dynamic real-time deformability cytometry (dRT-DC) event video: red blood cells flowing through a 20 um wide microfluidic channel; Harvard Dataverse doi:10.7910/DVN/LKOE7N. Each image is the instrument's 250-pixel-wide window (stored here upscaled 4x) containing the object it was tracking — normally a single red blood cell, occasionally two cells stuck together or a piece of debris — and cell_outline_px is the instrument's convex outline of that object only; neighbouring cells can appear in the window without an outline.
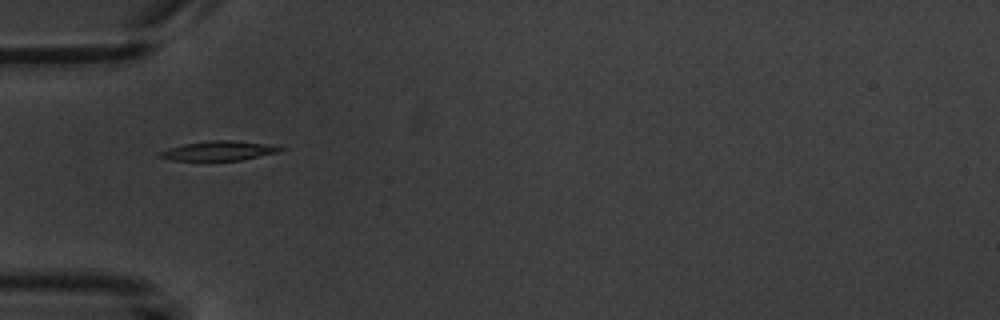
{"species": "common noctule bat (a hibernating species)", "species_latin": "Nyctalus noctula", "temperature_condition": "warm", "stored_images_in_passage": 4, "camera_frame_rate_fps": 3000, "um_per_image_px": 0.085, "animal": {"sex": "male", "body_mass_g": 20.1, "forearm_length_mm": 53.5}, "frame": {"image": 1, "passage_image": 3, "time_ms": 2.0, "image_size_px": [1000, 320], "cell_outline_px": [[284, 148], [280, 152], [240, 160], [172, 160], [156, 156], [156, 152], [168, 148], [184, 144], [208, 140], [232, 140], [268, 144]], "centroid_in_image_um": [18.54, 12.81], "position_along_channel_um": 66.5, "area_um2": 13.7}}
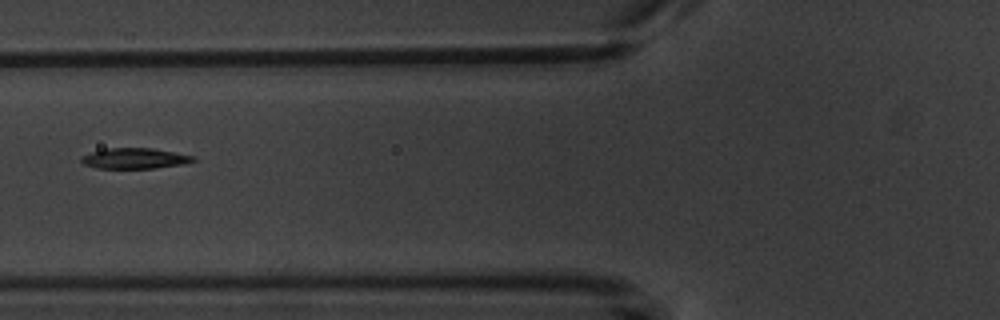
{"frame": {"image": 2, "passage_image": 4, "time_ms": 3.333, "image_size_px": [1000, 320], "cell_outline_px": [[196, 160], [184, 164], [156, 168], [96, 168], [84, 164], [80, 160], [80, 156], [104, 148], [152, 148], [196, 156]], "centroid_in_image_um": [11.45, 13.46], "position_along_channel_um": 114.3, "area_um2": 13.53}}